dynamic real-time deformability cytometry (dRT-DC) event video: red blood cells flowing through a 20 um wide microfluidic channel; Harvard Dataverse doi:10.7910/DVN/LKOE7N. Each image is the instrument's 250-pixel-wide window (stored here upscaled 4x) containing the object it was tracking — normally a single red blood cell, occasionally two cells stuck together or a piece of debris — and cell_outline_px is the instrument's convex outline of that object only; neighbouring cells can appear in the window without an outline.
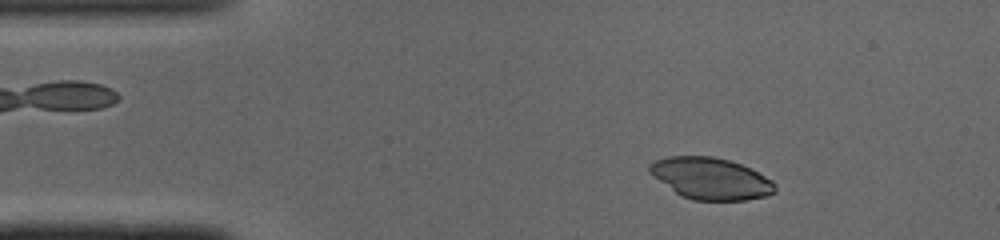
{"species": "common noctule bat (a hibernating species)", "species_latin": "Nyctalus noctula", "temperature_condition": "cold", "stored_images_in_passage": 47, "camera_frame_rate_fps": 3000, "um_per_image_px": 0.085, "animal": {"sex": "male", "body_mass_g": 19.0, "forearm_length_mm": 50.8}, "frame": {"image": 1, "passage_image": 6, "time_ms": 1.667, "image_size_px": [1000, 240], "cell_outline_px": [[776, 192], [768, 196], [748, 200], [692, 200], [676, 192], [648, 172], [648, 164], [656, 160], [668, 156], [712, 156], [728, 160], [740, 164], [772, 180], [776, 184]], "centroid_in_image_um": [60.43, 15.17], "position_along_channel_um": 24.6, "area_um2": 30.23}}